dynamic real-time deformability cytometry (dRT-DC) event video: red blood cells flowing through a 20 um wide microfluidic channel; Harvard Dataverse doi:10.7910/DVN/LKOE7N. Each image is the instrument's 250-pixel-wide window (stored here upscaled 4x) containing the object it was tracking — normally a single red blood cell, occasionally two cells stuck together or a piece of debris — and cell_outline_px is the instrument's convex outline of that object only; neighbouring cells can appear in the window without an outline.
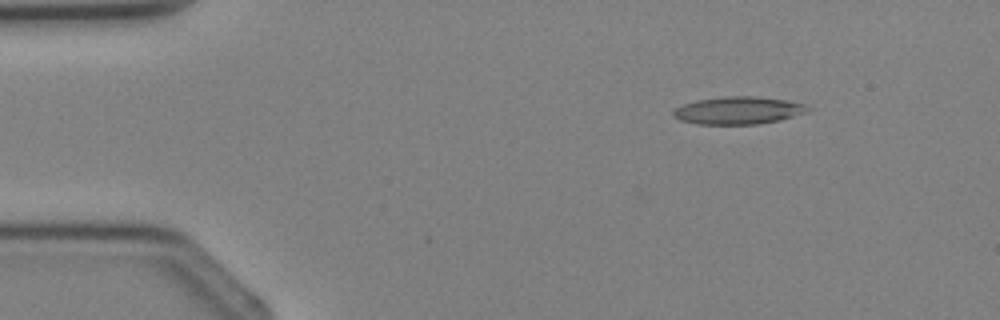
{"species": "Egyptian fruit bat (a non-hibernating species)", "species_latin": "Rousettus aegyptiacus", "temperature_condition": "cold", "stored_images_in_passage": 4, "camera_frame_rate_fps": 3000, "um_per_image_px": 0.085, "animal": {"sex": "female"}, "frame": {"image": 1, "passage_image": 2, "time_ms": 1.333, "image_size_px": [1000, 320], "cell_outline_px": [[812, 108], [808, 112], [780, 120], [756, 124], [696, 124], [680, 120], [672, 116], [672, 112], [676, 108], [684, 104], [696, 100], [724, 96], [756, 96], [788, 100], [804, 104]], "centroid_in_image_um": [62.77, 9.38], "position_along_channel_um": 22.2, "area_um2": 21.73}}
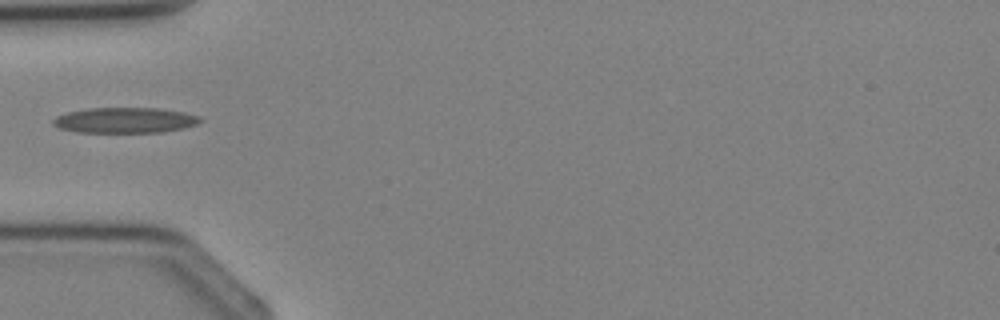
{"frame": {"image": 2, "passage_image": 4, "time_ms": 3.667, "image_size_px": [1000, 320], "cell_outline_px": [[204, 120], [196, 124], [184, 128], [164, 132], [76, 132], [56, 128], [52, 124], [52, 120], [56, 116], [68, 112], [88, 108], [160, 108], [184, 112], [200, 116]], "centroid_in_image_um": [10.62, 10.22], "position_along_channel_um": 74.4, "area_um2": 22.08}}